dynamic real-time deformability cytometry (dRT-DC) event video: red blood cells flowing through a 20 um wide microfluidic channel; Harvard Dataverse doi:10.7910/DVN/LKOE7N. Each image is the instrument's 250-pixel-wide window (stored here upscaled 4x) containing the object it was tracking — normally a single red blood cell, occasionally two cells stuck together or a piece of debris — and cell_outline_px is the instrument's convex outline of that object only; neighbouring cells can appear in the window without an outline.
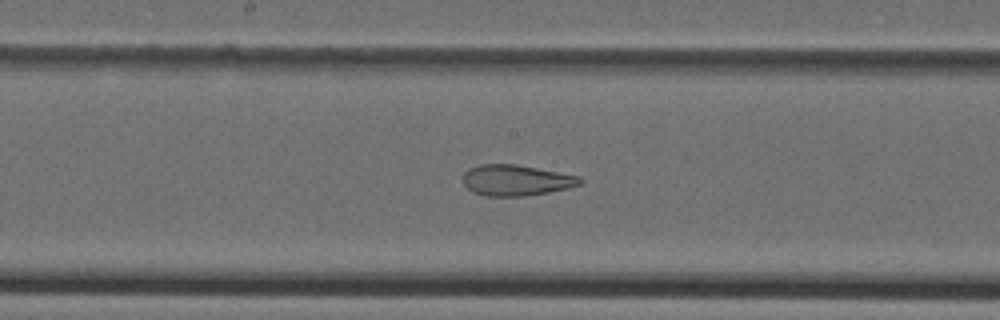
{"species": "Egyptian fruit bat (a non-hibernating species)", "species_latin": "Rousettus aegyptiacus", "temperature_condition": "cold", "stored_images_in_passage": 47, "camera_frame_rate_fps": 3000, "um_per_image_px": 0.085, "animal": {"sex": "female"}, "frame": {"image": 1, "passage_image": 24, "time_ms": 7.667, "image_size_px": [1000, 320], "cell_outline_px": [[584, 180], [580, 184], [568, 188], [548, 192], [524, 196], [484, 196], [472, 192], [464, 184], [464, 172], [468, 168], [480, 164], [516, 164], [580, 176]], "centroid_in_image_um": [43.86, 15.32], "position_along_channel_um": 204.3, "area_um2": 21.1}}
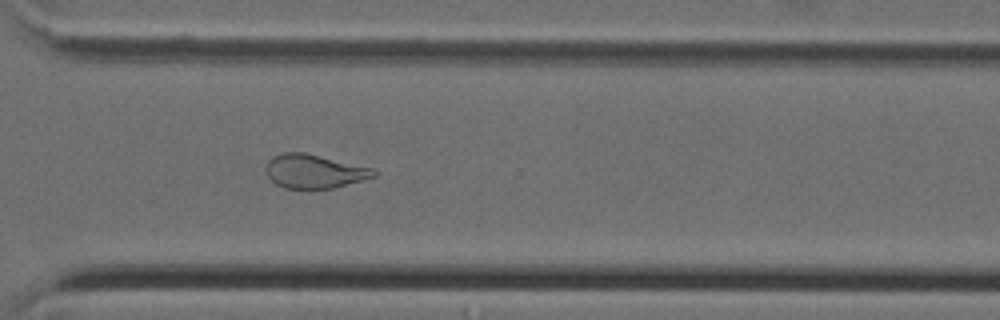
{"frame": {"image": 2, "passage_image": 34, "time_ms": 11.0, "image_size_px": [1000, 320], "cell_outline_px": [[380, 172], [376, 176], [364, 180], [332, 188], [284, 188], [276, 184], [264, 172], [264, 168], [268, 160], [272, 156], [284, 152], [304, 152], [376, 168]], "centroid_in_image_um": [26.74, 14.55], "position_along_channel_um": 343.9, "area_um2": 21.62}}
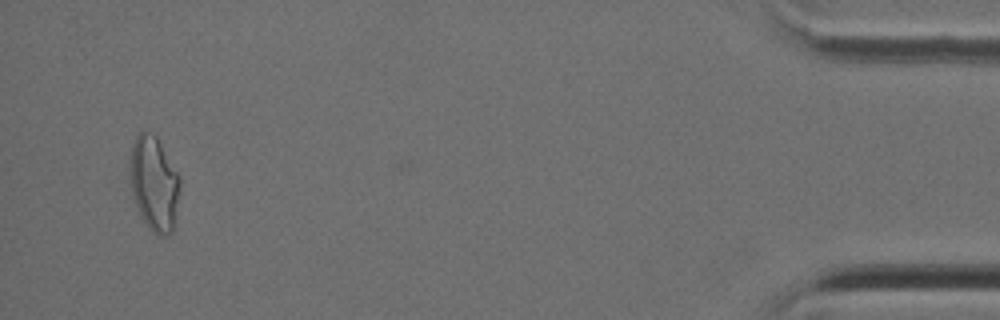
{"frame": {"image": 3, "passage_image": 45, "time_ms": 14.667, "image_size_px": [1000, 320], "cell_outline_px": [[180, 188], [172, 232], [168, 236], [156, 236], [148, 228], [136, 204], [132, 192], [132, 144], [136, 136], [144, 128], [156, 136], [180, 176]], "centroid_in_image_um": [13.14, 15.61], "position_along_channel_um": 422.1, "area_um2": 27.05}}